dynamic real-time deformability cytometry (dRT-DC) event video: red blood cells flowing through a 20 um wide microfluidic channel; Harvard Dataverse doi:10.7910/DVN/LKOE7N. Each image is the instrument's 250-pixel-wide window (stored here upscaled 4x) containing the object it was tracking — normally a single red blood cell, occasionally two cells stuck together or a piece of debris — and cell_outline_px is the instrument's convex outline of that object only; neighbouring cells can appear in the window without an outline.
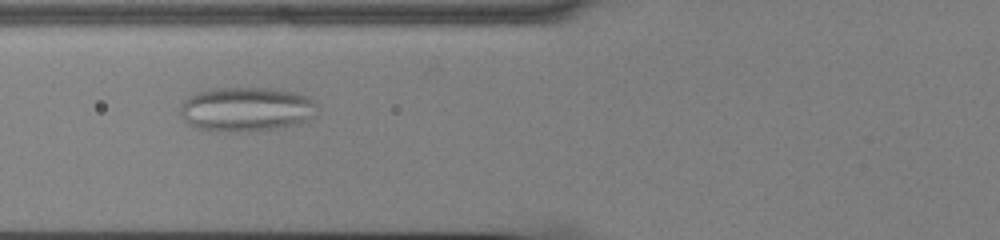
{"species": "common noctule bat (a hibernating species)", "species_latin": "Nyctalus noctula", "temperature_condition": "cold", "stored_images_in_passage": 51, "camera_frame_rate_fps": 3000, "um_per_image_px": 0.085, "animal": {"sex": "male", "body_mass_g": 13.0, "forearm_length_mm": 53.1}, "frame": {"image": 1, "passage_image": 18, "time_ms": 5.667, "image_size_px": [1000, 240], "cell_outline_px": [[316, 116], [308, 120], [296, 124], [276, 128], [248, 132], [224, 132], [196, 128], [188, 124], [180, 116], [180, 104], [188, 96], [196, 92], [212, 88], [272, 88], [296, 92], [308, 96], [316, 104]], "centroid_in_image_um": [20.91, 9.29], "position_along_channel_um": 104.9, "area_um2": 36.01}}
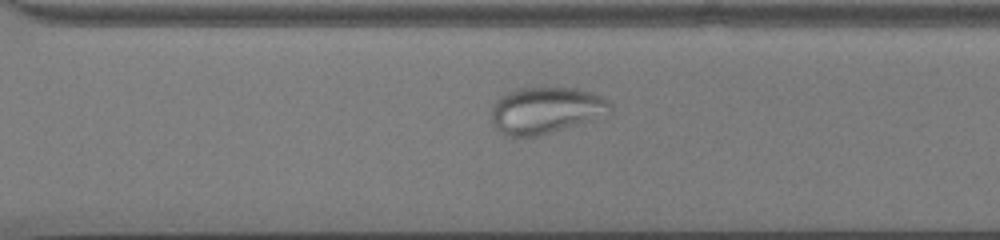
{"frame": {"image": 2, "passage_image": 36, "time_ms": 11.667, "image_size_px": [1000, 240], "cell_outline_px": [[612, 112], [604, 120], [536, 136], [504, 136], [496, 128], [492, 120], [492, 108], [496, 100], [500, 96], [508, 92], [520, 88], [572, 88], [588, 92], [600, 96], [608, 100], [612, 104]], "centroid_in_image_um": [46.5, 9.41], "position_along_channel_um": 324.1, "area_um2": 32.95}}
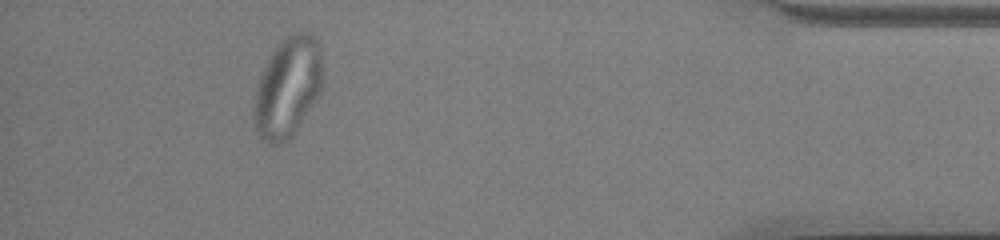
{"frame": {"image": 3, "passage_image": 47, "time_ms": 15.333, "image_size_px": [1000, 240], "cell_outline_px": [[320, 92], [288, 140], [276, 144], [268, 144], [260, 136], [256, 128], [252, 116], [252, 108], [256, 88], [260, 72], [276, 44], [288, 36], [296, 32], [312, 32], [320, 44]], "centroid_in_image_um": [24.4, 7.39], "position_along_channel_um": 410.8, "area_um2": 39.71}}